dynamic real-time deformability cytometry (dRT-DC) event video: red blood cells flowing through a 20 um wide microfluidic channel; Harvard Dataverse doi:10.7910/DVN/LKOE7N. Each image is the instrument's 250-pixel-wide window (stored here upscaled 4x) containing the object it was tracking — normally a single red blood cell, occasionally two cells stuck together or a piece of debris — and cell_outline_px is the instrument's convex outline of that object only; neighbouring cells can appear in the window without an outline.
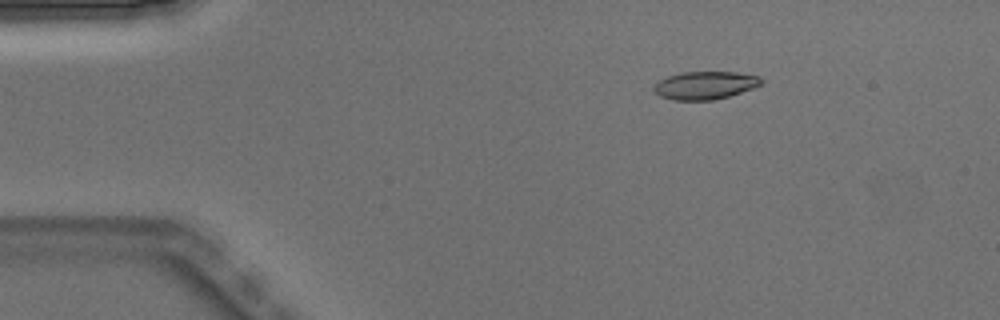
{"species": "Egyptian fruit bat (a non-hibernating species)", "species_latin": "Rousettus aegyptiacus", "temperature_condition": "warm", "stored_images_in_passage": 4, "camera_frame_rate_fps": 3000, "um_per_image_px": 0.085, "animal": {"sex": "male"}, "frame": {"image": 1, "passage_image": 2, "time_ms": 0.333, "image_size_px": [1000, 320], "cell_outline_px": [[764, 84], [756, 88], [728, 96], [712, 100], [672, 100], [660, 96], [652, 88], [660, 80], [668, 76], [680, 72], [736, 72], [760, 76], [764, 80]], "centroid_in_image_um": [59.99, 7.25], "position_along_channel_um": 25.0, "area_um2": 17.63}}
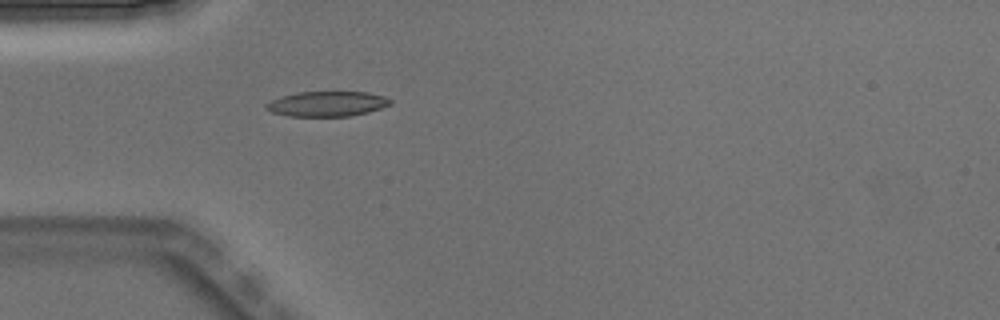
{"frame": {"image": 2, "passage_image": 4, "time_ms": 1.0, "image_size_px": [1000, 320], "cell_outline_px": [[392, 104], [368, 112], [352, 116], [288, 116], [272, 112], [264, 108], [264, 104], [280, 96], [296, 92], [368, 92], [384, 96], [392, 100]], "centroid_in_image_um": [27.79, 8.82], "position_along_channel_um": 57.2, "area_um2": 18.26}}